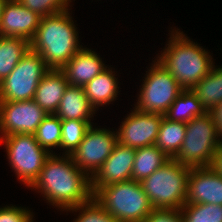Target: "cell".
<instances>
[{
    "instance_id": "cell-1",
    "label": "cell",
    "mask_w": 222,
    "mask_h": 222,
    "mask_svg": "<svg viewBox=\"0 0 222 222\" xmlns=\"http://www.w3.org/2000/svg\"><path fill=\"white\" fill-rule=\"evenodd\" d=\"M31 187L41 193L47 203L62 211L93 197L91 178L73 163L70 155L65 154H51Z\"/></svg>"
},
{
    "instance_id": "cell-13",
    "label": "cell",
    "mask_w": 222,
    "mask_h": 222,
    "mask_svg": "<svg viewBox=\"0 0 222 222\" xmlns=\"http://www.w3.org/2000/svg\"><path fill=\"white\" fill-rule=\"evenodd\" d=\"M134 148L117 143L113 152L91 177L93 195L103 186L132 179Z\"/></svg>"
},
{
    "instance_id": "cell-19",
    "label": "cell",
    "mask_w": 222,
    "mask_h": 222,
    "mask_svg": "<svg viewBox=\"0 0 222 222\" xmlns=\"http://www.w3.org/2000/svg\"><path fill=\"white\" fill-rule=\"evenodd\" d=\"M114 72L112 68L107 67L83 86L85 95L95 110L100 106L108 105L118 97L120 91H118V80Z\"/></svg>"
},
{
    "instance_id": "cell-32",
    "label": "cell",
    "mask_w": 222,
    "mask_h": 222,
    "mask_svg": "<svg viewBox=\"0 0 222 222\" xmlns=\"http://www.w3.org/2000/svg\"><path fill=\"white\" fill-rule=\"evenodd\" d=\"M210 168L222 176V142L219 144L216 152L214 153Z\"/></svg>"
},
{
    "instance_id": "cell-15",
    "label": "cell",
    "mask_w": 222,
    "mask_h": 222,
    "mask_svg": "<svg viewBox=\"0 0 222 222\" xmlns=\"http://www.w3.org/2000/svg\"><path fill=\"white\" fill-rule=\"evenodd\" d=\"M185 204L222 205V176L210 167L191 168Z\"/></svg>"
},
{
    "instance_id": "cell-2",
    "label": "cell",
    "mask_w": 222,
    "mask_h": 222,
    "mask_svg": "<svg viewBox=\"0 0 222 222\" xmlns=\"http://www.w3.org/2000/svg\"><path fill=\"white\" fill-rule=\"evenodd\" d=\"M172 30L168 44L156 60L183 90H191L211 71L213 59L205 48L191 41L180 29Z\"/></svg>"
},
{
    "instance_id": "cell-21",
    "label": "cell",
    "mask_w": 222,
    "mask_h": 222,
    "mask_svg": "<svg viewBox=\"0 0 222 222\" xmlns=\"http://www.w3.org/2000/svg\"><path fill=\"white\" fill-rule=\"evenodd\" d=\"M30 43L20 37L0 36V83L13 71Z\"/></svg>"
},
{
    "instance_id": "cell-10",
    "label": "cell",
    "mask_w": 222,
    "mask_h": 222,
    "mask_svg": "<svg viewBox=\"0 0 222 222\" xmlns=\"http://www.w3.org/2000/svg\"><path fill=\"white\" fill-rule=\"evenodd\" d=\"M117 143L115 131L94 128L91 125L70 157L73 163L91 178L113 152Z\"/></svg>"
},
{
    "instance_id": "cell-34",
    "label": "cell",
    "mask_w": 222,
    "mask_h": 222,
    "mask_svg": "<svg viewBox=\"0 0 222 222\" xmlns=\"http://www.w3.org/2000/svg\"><path fill=\"white\" fill-rule=\"evenodd\" d=\"M220 103L222 102V66L219 67Z\"/></svg>"
},
{
    "instance_id": "cell-35",
    "label": "cell",
    "mask_w": 222,
    "mask_h": 222,
    "mask_svg": "<svg viewBox=\"0 0 222 222\" xmlns=\"http://www.w3.org/2000/svg\"><path fill=\"white\" fill-rule=\"evenodd\" d=\"M6 1L7 0H0V21H1V15H2L3 8H4V5H5Z\"/></svg>"
},
{
    "instance_id": "cell-33",
    "label": "cell",
    "mask_w": 222,
    "mask_h": 222,
    "mask_svg": "<svg viewBox=\"0 0 222 222\" xmlns=\"http://www.w3.org/2000/svg\"><path fill=\"white\" fill-rule=\"evenodd\" d=\"M211 115L213 116L214 122L218 128V133L222 140V102L217 104L211 111Z\"/></svg>"
},
{
    "instance_id": "cell-22",
    "label": "cell",
    "mask_w": 222,
    "mask_h": 222,
    "mask_svg": "<svg viewBox=\"0 0 222 222\" xmlns=\"http://www.w3.org/2000/svg\"><path fill=\"white\" fill-rule=\"evenodd\" d=\"M185 131L186 123L163 117L155 145L169 158H174L181 149Z\"/></svg>"
},
{
    "instance_id": "cell-14",
    "label": "cell",
    "mask_w": 222,
    "mask_h": 222,
    "mask_svg": "<svg viewBox=\"0 0 222 222\" xmlns=\"http://www.w3.org/2000/svg\"><path fill=\"white\" fill-rule=\"evenodd\" d=\"M41 16L17 0L5 2L0 21V36L20 37L29 43L35 37Z\"/></svg>"
},
{
    "instance_id": "cell-6",
    "label": "cell",
    "mask_w": 222,
    "mask_h": 222,
    "mask_svg": "<svg viewBox=\"0 0 222 222\" xmlns=\"http://www.w3.org/2000/svg\"><path fill=\"white\" fill-rule=\"evenodd\" d=\"M221 142L213 116L206 112L186 123L185 138L174 159L190 168L210 167Z\"/></svg>"
},
{
    "instance_id": "cell-4",
    "label": "cell",
    "mask_w": 222,
    "mask_h": 222,
    "mask_svg": "<svg viewBox=\"0 0 222 222\" xmlns=\"http://www.w3.org/2000/svg\"><path fill=\"white\" fill-rule=\"evenodd\" d=\"M190 169L170 158L140 182L153 208L181 209L185 205Z\"/></svg>"
},
{
    "instance_id": "cell-24",
    "label": "cell",
    "mask_w": 222,
    "mask_h": 222,
    "mask_svg": "<svg viewBox=\"0 0 222 222\" xmlns=\"http://www.w3.org/2000/svg\"><path fill=\"white\" fill-rule=\"evenodd\" d=\"M191 91L204 110L210 112L220 103L219 68L213 65L211 71Z\"/></svg>"
},
{
    "instance_id": "cell-25",
    "label": "cell",
    "mask_w": 222,
    "mask_h": 222,
    "mask_svg": "<svg viewBox=\"0 0 222 222\" xmlns=\"http://www.w3.org/2000/svg\"><path fill=\"white\" fill-rule=\"evenodd\" d=\"M62 120L55 114H48L34 133L36 141L42 148L53 154L52 148H59L61 143Z\"/></svg>"
},
{
    "instance_id": "cell-26",
    "label": "cell",
    "mask_w": 222,
    "mask_h": 222,
    "mask_svg": "<svg viewBox=\"0 0 222 222\" xmlns=\"http://www.w3.org/2000/svg\"><path fill=\"white\" fill-rule=\"evenodd\" d=\"M91 125L87 121L62 120L60 148L65 150V155H70L83 140L84 135Z\"/></svg>"
},
{
    "instance_id": "cell-12",
    "label": "cell",
    "mask_w": 222,
    "mask_h": 222,
    "mask_svg": "<svg viewBox=\"0 0 222 222\" xmlns=\"http://www.w3.org/2000/svg\"><path fill=\"white\" fill-rule=\"evenodd\" d=\"M163 117L133 108L116 132L118 143L134 149L155 144Z\"/></svg>"
},
{
    "instance_id": "cell-5",
    "label": "cell",
    "mask_w": 222,
    "mask_h": 222,
    "mask_svg": "<svg viewBox=\"0 0 222 222\" xmlns=\"http://www.w3.org/2000/svg\"><path fill=\"white\" fill-rule=\"evenodd\" d=\"M93 197L118 222H143L153 209L140 182L132 179L103 186Z\"/></svg>"
},
{
    "instance_id": "cell-20",
    "label": "cell",
    "mask_w": 222,
    "mask_h": 222,
    "mask_svg": "<svg viewBox=\"0 0 222 222\" xmlns=\"http://www.w3.org/2000/svg\"><path fill=\"white\" fill-rule=\"evenodd\" d=\"M169 159L155 144L136 149L132 180L141 182L162 167Z\"/></svg>"
},
{
    "instance_id": "cell-3",
    "label": "cell",
    "mask_w": 222,
    "mask_h": 222,
    "mask_svg": "<svg viewBox=\"0 0 222 222\" xmlns=\"http://www.w3.org/2000/svg\"><path fill=\"white\" fill-rule=\"evenodd\" d=\"M70 14L66 10L41 17L35 37L30 42V48L42 56L50 69H61L82 48Z\"/></svg>"
},
{
    "instance_id": "cell-27",
    "label": "cell",
    "mask_w": 222,
    "mask_h": 222,
    "mask_svg": "<svg viewBox=\"0 0 222 222\" xmlns=\"http://www.w3.org/2000/svg\"><path fill=\"white\" fill-rule=\"evenodd\" d=\"M180 212L184 222H222V205L185 204Z\"/></svg>"
},
{
    "instance_id": "cell-18",
    "label": "cell",
    "mask_w": 222,
    "mask_h": 222,
    "mask_svg": "<svg viewBox=\"0 0 222 222\" xmlns=\"http://www.w3.org/2000/svg\"><path fill=\"white\" fill-rule=\"evenodd\" d=\"M95 113L96 110L91 106L83 87L68 85L55 115L61 120L87 121L93 125L91 119Z\"/></svg>"
},
{
    "instance_id": "cell-9",
    "label": "cell",
    "mask_w": 222,
    "mask_h": 222,
    "mask_svg": "<svg viewBox=\"0 0 222 222\" xmlns=\"http://www.w3.org/2000/svg\"><path fill=\"white\" fill-rule=\"evenodd\" d=\"M153 62L146 71L135 108L164 116L183 89L162 64L156 59Z\"/></svg>"
},
{
    "instance_id": "cell-16",
    "label": "cell",
    "mask_w": 222,
    "mask_h": 222,
    "mask_svg": "<svg viewBox=\"0 0 222 222\" xmlns=\"http://www.w3.org/2000/svg\"><path fill=\"white\" fill-rule=\"evenodd\" d=\"M106 68L102 58L95 51L82 47L61 70L69 85L83 87Z\"/></svg>"
},
{
    "instance_id": "cell-11",
    "label": "cell",
    "mask_w": 222,
    "mask_h": 222,
    "mask_svg": "<svg viewBox=\"0 0 222 222\" xmlns=\"http://www.w3.org/2000/svg\"><path fill=\"white\" fill-rule=\"evenodd\" d=\"M47 115L34 100L0 101V138L34 134Z\"/></svg>"
},
{
    "instance_id": "cell-29",
    "label": "cell",
    "mask_w": 222,
    "mask_h": 222,
    "mask_svg": "<svg viewBox=\"0 0 222 222\" xmlns=\"http://www.w3.org/2000/svg\"><path fill=\"white\" fill-rule=\"evenodd\" d=\"M24 7L36 12L41 17L53 15L62 11L71 10V0H17Z\"/></svg>"
},
{
    "instance_id": "cell-28",
    "label": "cell",
    "mask_w": 222,
    "mask_h": 222,
    "mask_svg": "<svg viewBox=\"0 0 222 222\" xmlns=\"http://www.w3.org/2000/svg\"><path fill=\"white\" fill-rule=\"evenodd\" d=\"M78 210L80 211L79 215L73 222H118L94 197L88 202L65 211H75L77 213Z\"/></svg>"
},
{
    "instance_id": "cell-8",
    "label": "cell",
    "mask_w": 222,
    "mask_h": 222,
    "mask_svg": "<svg viewBox=\"0 0 222 222\" xmlns=\"http://www.w3.org/2000/svg\"><path fill=\"white\" fill-rule=\"evenodd\" d=\"M49 70L42 56L29 48L0 83V101L33 100L38 84Z\"/></svg>"
},
{
    "instance_id": "cell-31",
    "label": "cell",
    "mask_w": 222,
    "mask_h": 222,
    "mask_svg": "<svg viewBox=\"0 0 222 222\" xmlns=\"http://www.w3.org/2000/svg\"><path fill=\"white\" fill-rule=\"evenodd\" d=\"M143 222H184L180 209L153 208Z\"/></svg>"
},
{
    "instance_id": "cell-7",
    "label": "cell",
    "mask_w": 222,
    "mask_h": 222,
    "mask_svg": "<svg viewBox=\"0 0 222 222\" xmlns=\"http://www.w3.org/2000/svg\"><path fill=\"white\" fill-rule=\"evenodd\" d=\"M6 146L7 159L19 181L30 187L39 177L51 155L36 141L34 134H12L0 138Z\"/></svg>"
},
{
    "instance_id": "cell-17",
    "label": "cell",
    "mask_w": 222,
    "mask_h": 222,
    "mask_svg": "<svg viewBox=\"0 0 222 222\" xmlns=\"http://www.w3.org/2000/svg\"><path fill=\"white\" fill-rule=\"evenodd\" d=\"M69 83L61 69H50L36 88L33 100L48 114H55Z\"/></svg>"
},
{
    "instance_id": "cell-23",
    "label": "cell",
    "mask_w": 222,
    "mask_h": 222,
    "mask_svg": "<svg viewBox=\"0 0 222 222\" xmlns=\"http://www.w3.org/2000/svg\"><path fill=\"white\" fill-rule=\"evenodd\" d=\"M206 113L191 90H183L170 105L164 117L170 121L188 123Z\"/></svg>"
},
{
    "instance_id": "cell-30",
    "label": "cell",
    "mask_w": 222,
    "mask_h": 222,
    "mask_svg": "<svg viewBox=\"0 0 222 222\" xmlns=\"http://www.w3.org/2000/svg\"><path fill=\"white\" fill-rule=\"evenodd\" d=\"M33 217V212L26 209V207L7 205L0 208V222H33Z\"/></svg>"
}]
</instances>
